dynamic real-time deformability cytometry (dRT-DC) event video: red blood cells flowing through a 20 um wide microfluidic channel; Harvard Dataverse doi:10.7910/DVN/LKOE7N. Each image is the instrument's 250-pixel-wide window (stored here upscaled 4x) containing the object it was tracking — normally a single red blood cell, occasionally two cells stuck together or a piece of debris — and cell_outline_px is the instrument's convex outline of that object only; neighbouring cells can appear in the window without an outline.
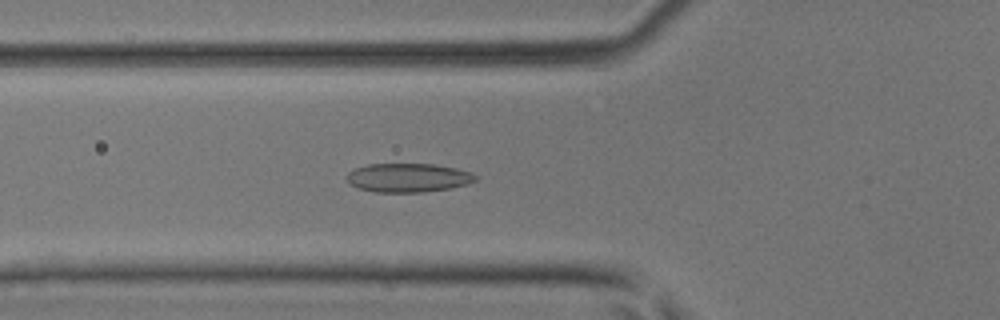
{"species": "common noctule bat (a hibernating species)", "species_latin": "Nyctalus noctula", "temperature_condition": "room temperature", "stored_images_in_passage": 40, "camera_frame_rate_fps": 3000, "um_per_image_px": 0.085, "animal": {"sex": "male", "body_mass_g": 17.9, "forearm_length_mm": 54.2}, "frame": {"image": 1, "passage_image": 10, "time_ms": 3.0, "image_size_px": [1000, 320], "cell_outline_px": [[480, 176], [476, 180], [468, 184], [452, 188], [420, 192], [376, 192], [356, 188], [348, 184], [348, 172], [356, 168], [368, 164], [432, 164], [456, 168], [472, 172]], "centroid_in_image_um": [34.72, 15.11], "position_along_channel_um": 91.1, "area_um2": 21.79}}
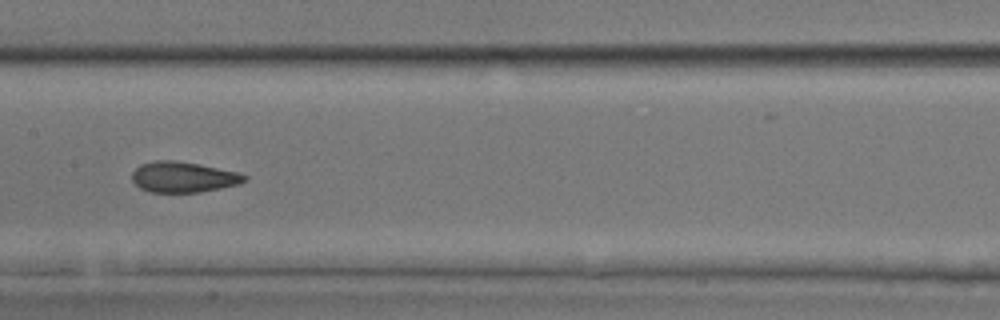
{"frame": {"image": 2, "passage_image": 17, "time_ms": 5.333, "image_size_px": [1000, 320], "cell_outline_px": [[248, 180], [240, 184], [200, 192], [152, 192], [140, 188], [132, 180], [132, 172], [140, 164], [156, 160], [176, 160], [200, 164], [236, 172], [248, 176]], "centroid_in_image_um": [15.59, 15.04], "position_along_channel_um": 191.8, "area_um2": 20.11}}
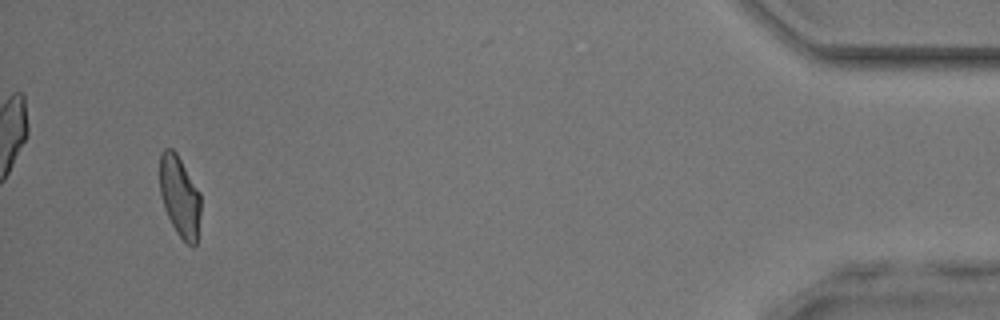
{"frame": {"image": 3, "passage_image": 38, "time_ms": 12.333, "image_size_px": [1000, 320], "cell_outline_px": [[200, 216], [196, 244], [192, 248], [176, 232], [164, 208], [160, 192], [160, 152], [164, 148], [172, 148], [176, 152], [200, 192]], "centroid_in_image_um": [15.27, 16.68], "position_along_channel_um": 419.9, "area_um2": 19.31}}